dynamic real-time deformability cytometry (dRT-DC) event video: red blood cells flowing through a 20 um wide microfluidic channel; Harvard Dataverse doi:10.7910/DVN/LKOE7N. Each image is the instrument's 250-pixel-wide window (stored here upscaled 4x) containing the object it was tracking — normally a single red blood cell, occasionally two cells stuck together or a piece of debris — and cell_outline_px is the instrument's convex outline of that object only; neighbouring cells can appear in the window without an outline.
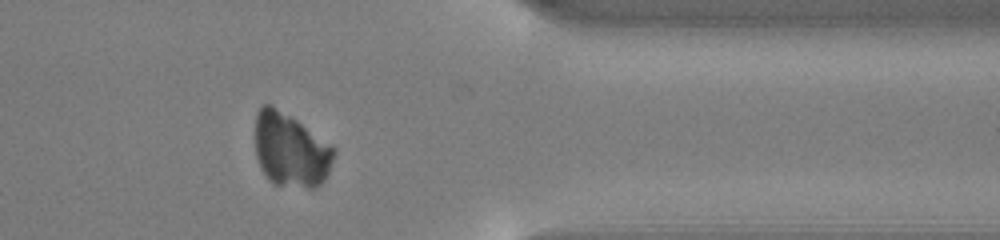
{"species": "common noctule bat (a hibernating species)", "species_latin": "Nyctalus noctula", "temperature_condition": "cold", "stored_images_in_passage": 46, "camera_frame_rate_fps": 3000, "um_per_image_px": 0.085, "animal": {"sex": "male", "body_mass_g": 13.0, "forearm_length_mm": 53.1}, "frame": {"image": 1, "passage_image": 36, "time_ms": 11.667, "image_size_px": [1000, 240], "cell_outline_px": [[336, 152], [328, 172], [324, 180], [316, 188], [308, 188], [272, 184], [268, 180], [260, 168], [256, 156], [256, 112], [264, 104], [272, 104], [296, 120], [336, 148]], "centroid_in_image_um": [24.69, 12.77], "position_along_channel_um": 386.7, "area_um2": 33.93}}
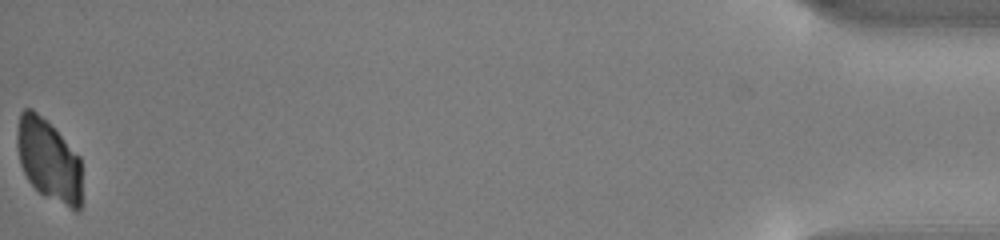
{"frame": {"image": 2, "passage_image": 46, "time_ms": 15.0, "image_size_px": [1000, 240], "cell_outline_px": [[80, 212], [76, 212], [44, 196], [28, 180], [20, 164], [16, 144], [16, 128], [20, 112], [24, 108], [32, 108], [80, 156]], "centroid_in_image_um": [4.1, 13.63], "position_along_channel_um": 431.1, "area_um2": 30.75}}